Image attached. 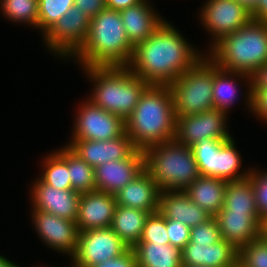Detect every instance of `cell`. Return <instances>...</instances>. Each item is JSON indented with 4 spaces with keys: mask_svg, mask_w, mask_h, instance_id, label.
Listing matches in <instances>:
<instances>
[{
    "mask_svg": "<svg viewBox=\"0 0 267 267\" xmlns=\"http://www.w3.org/2000/svg\"><path fill=\"white\" fill-rule=\"evenodd\" d=\"M204 54L197 52L168 21L134 46L129 70L149 85L169 86Z\"/></svg>",
    "mask_w": 267,
    "mask_h": 267,
    "instance_id": "6da1fadb",
    "label": "cell"
},
{
    "mask_svg": "<svg viewBox=\"0 0 267 267\" xmlns=\"http://www.w3.org/2000/svg\"><path fill=\"white\" fill-rule=\"evenodd\" d=\"M176 116L169 86L149 85L132 114L125 120V132L132 144L144 151L175 139Z\"/></svg>",
    "mask_w": 267,
    "mask_h": 267,
    "instance_id": "7a4b0ae2",
    "label": "cell"
},
{
    "mask_svg": "<svg viewBox=\"0 0 267 267\" xmlns=\"http://www.w3.org/2000/svg\"><path fill=\"white\" fill-rule=\"evenodd\" d=\"M133 49L120 12L106 8L90 19L88 36L72 57L82 67L127 66Z\"/></svg>",
    "mask_w": 267,
    "mask_h": 267,
    "instance_id": "3957f363",
    "label": "cell"
},
{
    "mask_svg": "<svg viewBox=\"0 0 267 267\" xmlns=\"http://www.w3.org/2000/svg\"><path fill=\"white\" fill-rule=\"evenodd\" d=\"M83 68L95 87L88 100L107 112L120 116L124 121L132 114L140 96L149 86L127 66Z\"/></svg>",
    "mask_w": 267,
    "mask_h": 267,
    "instance_id": "277c9868",
    "label": "cell"
},
{
    "mask_svg": "<svg viewBox=\"0 0 267 267\" xmlns=\"http://www.w3.org/2000/svg\"><path fill=\"white\" fill-rule=\"evenodd\" d=\"M209 50L206 56L220 69L249 75L267 63V23L251 20Z\"/></svg>",
    "mask_w": 267,
    "mask_h": 267,
    "instance_id": "5b68a950",
    "label": "cell"
},
{
    "mask_svg": "<svg viewBox=\"0 0 267 267\" xmlns=\"http://www.w3.org/2000/svg\"><path fill=\"white\" fill-rule=\"evenodd\" d=\"M143 152L144 169L160 191H184L200 176L191 148L175 139L150 146Z\"/></svg>",
    "mask_w": 267,
    "mask_h": 267,
    "instance_id": "8992f818",
    "label": "cell"
},
{
    "mask_svg": "<svg viewBox=\"0 0 267 267\" xmlns=\"http://www.w3.org/2000/svg\"><path fill=\"white\" fill-rule=\"evenodd\" d=\"M215 64L202 57L169 87L173 94L175 116H187L214 109L213 84Z\"/></svg>",
    "mask_w": 267,
    "mask_h": 267,
    "instance_id": "52a82bcc",
    "label": "cell"
},
{
    "mask_svg": "<svg viewBox=\"0 0 267 267\" xmlns=\"http://www.w3.org/2000/svg\"><path fill=\"white\" fill-rule=\"evenodd\" d=\"M233 137L229 140L202 139L190 148L197 162L199 174L226 181H237L249 176L250 171L238 172L241 155ZM245 172V173H244Z\"/></svg>",
    "mask_w": 267,
    "mask_h": 267,
    "instance_id": "ba28073f",
    "label": "cell"
},
{
    "mask_svg": "<svg viewBox=\"0 0 267 267\" xmlns=\"http://www.w3.org/2000/svg\"><path fill=\"white\" fill-rule=\"evenodd\" d=\"M128 249L110 227L79 231L77 250L71 263L73 267H92L117 258Z\"/></svg>",
    "mask_w": 267,
    "mask_h": 267,
    "instance_id": "9c48e42d",
    "label": "cell"
},
{
    "mask_svg": "<svg viewBox=\"0 0 267 267\" xmlns=\"http://www.w3.org/2000/svg\"><path fill=\"white\" fill-rule=\"evenodd\" d=\"M77 109L71 140L104 141L120 137L125 132V121L86 100Z\"/></svg>",
    "mask_w": 267,
    "mask_h": 267,
    "instance_id": "30bf717a",
    "label": "cell"
},
{
    "mask_svg": "<svg viewBox=\"0 0 267 267\" xmlns=\"http://www.w3.org/2000/svg\"><path fill=\"white\" fill-rule=\"evenodd\" d=\"M227 112L220 109L176 117L175 140L191 147L202 139L229 140Z\"/></svg>",
    "mask_w": 267,
    "mask_h": 267,
    "instance_id": "8fae6325",
    "label": "cell"
},
{
    "mask_svg": "<svg viewBox=\"0 0 267 267\" xmlns=\"http://www.w3.org/2000/svg\"><path fill=\"white\" fill-rule=\"evenodd\" d=\"M89 25L90 18L74 5L44 35L45 46L58 57L69 58L85 42Z\"/></svg>",
    "mask_w": 267,
    "mask_h": 267,
    "instance_id": "7c38bea8",
    "label": "cell"
},
{
    "mask_svg": "<svg viewBox=\"0 0 267 267\" xmlns=\"http://www.w3.org/2000/svg\"><path fill=\"white\" fill-rule=\"evenodd\" d=\"M200 20L212 35L213 46L226 35L247 25L252 18L250 10L237 0H207L202 6Z\"/></svg>",
    "mask_w": 267,
    "mask_h": 267,
    "instance_id": "4fadbf2b",
    "label": "cell"
},
{
    "mask_svg": "<svg viewBox=\"0 0 267 267\" xmlns=\"http://www.w3.org/2000/svg\"><path fill=\"white\" fill-rule=\"evenodd\" d=\"M32 222L40 239L53 250L72 258L77 250L79 230L75 221L60 218L52 213L32 210Z\"/></svg>",
    "mask_w": 267,
    "mask_h": 267,
    "instance_id": "5bb4252c",
    "label": "cell"
},
{
    "mask_svg": "<svg viewBox=\"0 0 267 267\" xmlns=\"http://www.w3.org/2000/svg\"><path fill=\"white\" fill-rule=\"evenodd\" d=\"M214 217L217 220L221 237L238 251L261 237L265 223L258 212L227 210L224 206Z\"/></svg>",
    "mask_w": 267,
    "mask_h": 267,
    "instance_id": "9a60e30c",
    "label": "cell"
},
{
    "mask_svg": "<svg viewBox=\"0 0 267 267\" xmlns=\"http://www.w3.org/2000/svg\"><path fill=\"white\" fill-rule=\"evenodd\" d=\"M67 146L93 168L113 160L126 159L137 149L126 132L118 138L104 141L70 140Z\"/></svg>",
    "mask_w": 267,
    "mask_h": 267,
    "instance_id": "2e32d148",
    "label": "cell"
},
{
    "mask_svg": "<svg viewBox=\"0 0 267 267\" xmlns=\"http://www.w3.org/2000/svg\"><path fill=\"white\" fill-rule=\"evenodd\" d=\"M144 170V152L136 149L128 158L94 168L96 190L116 194Z\"/></svg>",
    "mask_w": 267,
    "mask_h": 267,
    "instance_id": "e0dca14e",
    "label": "cell"
},
{
    "mask_svg": "<svg viewBox=\"0 0 267 267\" xmlns=\"http://www.w3.org/2000/svg\"><path fill=\"white\" fill-rule=\"evenodd\" d=\"M32 209L52 213L60 218L76 221L80 193L61 190L36 179L31 188Z\"/></svg>",
    "mask_w": 267,
    "mask_h": 267,
    "instance_id": "ac0fdd59",
    "label": "cell"
},
{
    "mask_svg": "<svg viewBox=\"0 0 267 267\" xmlns=\"http://www.w3.org/2000/svg\"><path fill=\"white\" fill-rule=\"evenodd\" d=\"M117 202L115 194L102 191L81 193L76 225L79 231L109 228Z\"/></svg>",
    "mask_w": 267,
    "mask_h": 267,
    "instance_id": "d6986e66",
    "label": "cell"
},
{
    "mask_svg": "<svg viewBox=\"0 0 267 267\" xmlns=\"http://www.w3.org/2000/svg\"><path fill=\"white\" fill-rule=\"evenodd\" d=\"M239 251L223 238L214 244H186L183 267H238Z\"/></svg>",
    "mask_w": 267,
    "mask_h": 267,
    "instance_id": "ffe728a7",
    "label": "cell"
},
{
    "mask_svg": "<svg viewBox=\"0 0 267 267\" xmlns=\"http://www.w3.org/2000/svg\"><path fill=\"white\" fill-rule=\"evenodd\" d=\"M160 189L144 169L115 194L117 205L155 213L159 208Z\"/></svg>",
    "mask_w": 267,
    "mask_h": 267,
    "instance_id": "44dd1931",
    "label": "cell"
},
{
    "mask_svg": "<svg viewBox=\"0 0 267 267\" xmlns=\"http://www.w3.org/2000/svg\"><path fill=\"white\" fill-rule=\"evenodd\" d=\"M158 212L165 218L192 228L212 216L195 204L184 191H160Z\"/></svg>",
    "mask_w": 267,
    "mask_h": 267,
    "instance_id": "7402d4cb",
    "label": "cell"
},
{
    "mask_svg": "<svg viewBox=\"0 0 267 267\" xmlns=\"http://www.w3.org/2000/svg\"><path fill=\"white\" fill-rule=\"evenodd\" d=\"M152 9L148 0H142L135 6L119 11L127 38L133 46L145 41L164 22L163 17H159Z\"/></svg>",
    "mask_w": 267,
    "mask_h": 267,
    "instance_id": "603a6c76",
    "label": "cell"
},
{
    "mask_svg": "<svg viewBox=\"0 0 267 267\" xmlns=\"http://www.w3.org/2000/svg\"><path fill=\"white\" fill-rule=\"evenodd\" d=\"M228 181L200 175L184 192L203 210L214 217L223 207Z\"/></svg>",
    "mask_w": 267,
    "mask_h": 267,
    "instance_id": "cb8c5ba5",
    "label": "cell"
},
{
    "mask_svg": "<svg viewBox=\"0 0 267 267\" xmlns=\"http://www.w3.org/2000/svg\"><path fill=\"white\" fill-rule=\"evenodd\" d=\"M132 249L137 267H183L182 249L171 244L138 242Z\"/></svg>",
    "mask_w": 267,
    "mask_h": 267,
    "instance_id": "d4e9b609",
    "label": "cell"
},
{
    "mask_svg": "<svg viewBox=\"0 0 267 267\" xmlns=\"http://www.w3.org/2000/svg\"><path fill=\"white\" fill-rule=\"evenodd\" d=\"M149 212L117 205L110 228L128 246L133 248L142 235Z\"/></svg>",
    "mask_w": 267,
    "mask_h": 267,
    "instance_id": "484cf974",
    "label": "cell"
},
{
    "mask_svg": "<svg viewBox=\"0 0 267 267\" xmlns=\"http://www.w3.org/2000/svg\"><path fill=\"white\" fill-rule=\"evenodd\" d=\"M63 148L47 155L43 161L44 173L38 178L56 189L69 190L72 186L68 170V146Z\"/></svg>",
    "mask_w": 267,
    "mask_h": 267,
    "instance_id": "4316f807",
    "label": "cell"
},
{
    "mask_svg": "<svg viewBox=\"0 0 267 267\" xmlns=\"http://www.w3.org/2000/svg\"><path fill=\"white\" fill-rule=\"evenodd\" d=\"M237 78L239 80L240 78L247 80L248 75L239 72L225 71L215 65V76L212 92L215 109H220L229 113V108L232 107L231 105H233L238 97L237 90L239 89H237L238 84H236Z\"/></svg>",
    "mask_w": 267,
    "mask_h": 267,
    "instance_id": "83f0119b",
    "label": "cell"
},
{
    "mask_svg": "<svg viewBox=\"0 0 267 267\" xmlns=\"http://www.w3.org/2000/svg\"><path fill=\"white\" fill-rule=\"evenodd\" d=\"M223 206L227 210L258 212L253 184L249 176L242 180L227 183Z\"/></svg>",
    "mask_w": 267,
    "mask_h": 267,
    "instance_id": "f1b7e54d",
    "label": "cell"
},
{
    "mask_svg": "<svg viewBox=\"0 0 267 267\" xmlns=\"http://www.w3.org/2000/svg\"><path fill=\"white\" fill-rule=\"evenodd\" d=\"M68 170L72 190L87 193L96 190L94 168L68 147Z\"/></svg>",
    "mask_w": 267,
    "mask_h": 267,
    "instance_id": "f546056e",
    "label": "cell"
},
{
    "mask_svg": "<svg viewBox=\"0 0 267 267\" xmlns=\"http://www.w3.org/2000/svg\"><path fill=\"white\" fill-rule=\"evenodd\" d=\"M0 7L6 19L38 28V0H1Z\"/></svg>",
    "mask_w": 267,
    "mask_h": 267,
    "instance_id": "4dcf8cb0",
    "label": "cell"
},
{
    "mask_svg": "<svg viewBox=\"0 0 267 267\" xmlns=\"http://www.w3.org/2000/svg\"><path fill=\"white\" fill-rule=\"evenodd\" d=\"M75 0H38V29L44 36L74 6Z\"/></svg>",
    "mask_w": 267,
    "mask_h": 267,
    "instance_id": "1f68e13d",
    "label": "cell"
},
{
    "mask_svg": "<svg viewBox=\"0 0 267 267\" xmlns=\"http://www.w3.org/2000/svg\"><path fill=\"white\" fill-rule=\"evenodd\" d=\"M240 267H267V242L258 238L239 250Z\"/></svg>",
    "mask_w": 267,
    "mask_h": 267,
    "instance_id": "d6a6232c",
    "label": "cell"
},
{
    "mask_svg": "<svg viewBox=\"0 0 267 267\" xmlns=\"http://www.w3.org/2000/svg\"><path fill=\"white\" fill-rule=\"evenodd\" d=\"M139 242L170 244L166 219L158 211L147 217Z\"/></svg>",
    "mask_w": 267,
    "mask_h": 267,
    "instance_id": "836d02e7",
    "label": "cell"
},
{
    "mask_svg": "<svg viewBox=\"0 0 267 267\" xmlns=\"http://www.w3.org/2000/svg\"><path fill=\"white\" fill-rule=\"evenodd\" d=\"M222 239L215 217L191 228L190 239L187 244H214Z\"/></svg>",
    "mask_w": 267,
    "mask_h": 267,
    "instance_id": "e575fe53",
    "label": "cell"
},
{
    "mask_svg": "<svg viewBox=\"0 0 267 267\" xmlns=\"http://www.w3.org/2000/svg\"><path fill=\"white\" fill-rule=\"evenodd\" d=\"M249 177L253 184L258 213L265 221L267 219V170L260 172V170L250 169Z\"/></svg>",
    "mask_w": 267,
    "mask_h": 267,
    "instance_id": "d590c367",
    "label": "cell"
},
{
    "mask_svg": "<svg viewBox=\"0 0 267 267\" xmlns=\"http://www.w3.org/2000/svg\"><path fill=\"white\" fill-rule=\"evenodd\" d=\"M166 229L172 246L182 249L189 242L191 228L182 222L166 219Z\"/></svg>",
    "mask_w": 267,
    "mask_h": 267,
    "instance_id": "8d00e7d4",
    "label": "cell"
},
{
    "mask_svg": "<svg viewBox=\"0 0 267 267\" xmlns=\"http://www.w3.org/2000/svg\"><path fill=\"white\" fill-rule=\"evenodd\" d=\"M248 91L246 92L248 95L246 97L247 99V105L250 110V97L256 92L261 90H267V63L262 64L261 66L254 69L249 75H248Z\"/></svg>",
    "mask_w": 267,
    "mask_h": 267,
    "instance_id": "74e56055",
    "label": "cell"
},
{
    "mask_svg": "<svg viewBox=\"0 0 267 267\" xmlns=\"http://www.w3.org/2000/svg\"><path fill=\"white\" fill-rule=\"evenodd\" d=\"M250 111L267 122V90L256 91L250 97Z\"/></svg>",
    "mask_w": 267,
    "mask_h": 267,
    "instance_id": "f35d334b",
    "label": "cell"
},
{
    "mask_svg": "<svg viewBox=\"0 0 267 267\" xmlns=\"http://www.w3.org/2000/svg\"><path fill=\"white\" fill-rule=\"evenodd\" d=\"M92 267H137L136 256L132 248L114 259H108Z\"/></svg>",
    "mask_w": 267,
    "mask_h": 267,
    "instance_id": "ab89813d",
    "label": "cell"
},
{
    "mask_svg": "<svg viewBox=\"0 0 267 267\" xmlns=\"http://www.w3.org/2000/svg\"><path fill=\"white\" fill-rule=\"evenodd\" d=\"M74 5L90 19L106 9L105 0H75Z\"/></svg>",
    "mask_w": 267,
    "mask_h": 267,
    "instance_id": "60d3db41",
    "label": "cell"
},
{
    "mask_svg": "<svg viewBox=\"0 0 267 267\" xmlns=\"http://www.w3.org/2000/svg\"><path fill=\"white\" fill-rule=\"evenodd\" d=\"M250 13L252 20L267 23V0H258Z\"/></svg>",
    "mask_w": 267,
    "mask_h": 267,
    "instance_id": "b9f144b4",
    "label": "cell"
},
{
    "mask_svg": "<svg viewBox=\"0 0 267 267\" xmlns=\"http://www.w3.org/2000/svg\"><path fill=\"white\" fill-rule=\"evenodd\" d=\"M142 0H105L106 8L121 11L140 3Z\"/></svg>",
    "mask_w": 267,
    "mask_h": 267,
    "instance_id": "7bdbcfd3",
    "label": "cell"
},
{
    "mask_svg": "<svg viewBox=\"0 0 267 267\" xmlns=\"http://www.w3.org/2000/svg\"><path fill=\"white\" fill-rule=\"evenodd\" d=\"M0 267H20V266L14 264L12 261H9L4 256L0 255Z\"/></svg>",
    "mask_w": 267,
    "mask_h": 267,
    "instance_id": "ee69618b",
    "label": "cell"
},
{
    "mask_svg": "<svg viewBox=\"0 0 267 267\" xmlns=\"http://www.w3.org/2000/svg\"><path fill=\"white\" fill-rule=\"evenodd\" d=\"M237 1L245 5L249 10H251L256 5L258 0H237Z\"/></svg>",
    "mask_w": 267,
    "mask_h": 267,
    "instance_id": "f6af8a7d",
    "label": "cell"
},
{
    "mask_svg": "<svg viewBox=\"0 0 267 267\" xmlns=\"http://www.w3.org/2000/svg\"><path fill=\"white\" fill-rule=\"evenodd\" d=\"M261 237L267 242V231H261Z\"/></svg>",
    "mask_w": 267,
    "mask_h": 267,
    "instance_id": "bcb514c9",
    "label": "cell"
},
{
    "mask_svg": "<svg viewBox=\"0 0 267 267\" xmlns=\"http://www.w3.org/2000/svg\"><path fill=\"white\" fill-rule=\"evenodd\" d=\"M262 231H267V219L265 220V223L262 227Z\"/></svg>",
    "mask_w": 267,
    "mask_h": 267,
    "instance_id": "7dc6e473",
    "label": "cell"
}]
</instances>
